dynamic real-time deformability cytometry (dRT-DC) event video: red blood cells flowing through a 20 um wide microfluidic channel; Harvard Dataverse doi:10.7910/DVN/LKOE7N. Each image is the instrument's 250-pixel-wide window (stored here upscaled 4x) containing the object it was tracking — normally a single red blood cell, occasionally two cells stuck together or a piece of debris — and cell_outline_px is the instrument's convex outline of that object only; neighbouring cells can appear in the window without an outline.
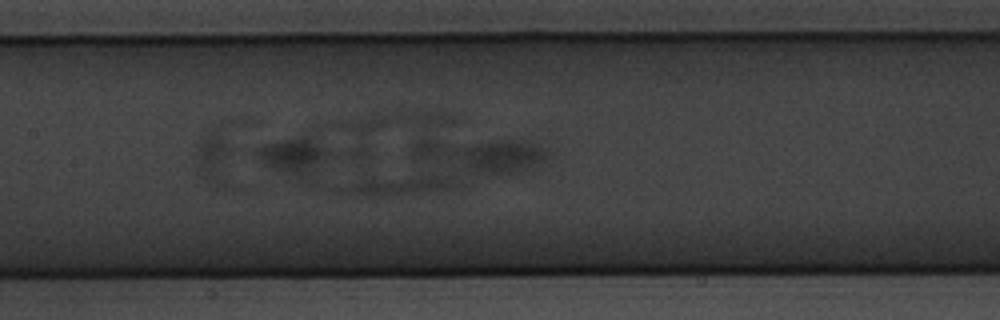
{"species": "common noctule bat (a hibernating species)", "species_latin": "Nyctalus noctula", "temperature_condition": "warm", "stored_images_in_passage": 20, "camera_frame_rate_fps": 3000, "um_per_image_px": 0.085, "animal": {"sex": "male", "body_mass_g": 20.1, "forearm_length_mm": 53.5}, "frame": {"image": 1, "passage_image": 12, "time_ms": 3.667, "image_size_px": [1000, 320], "cell_outline_px": [[240, 188], [224, 188], [204, 180], [200, 172], [196, 156], [196, 152], [200, 140], [204, 136], [220, 124], [228, 120], [236, 148]], "centroid_in_image_um": [18.61, 13.39], "position_along_channel_um": 188.8, "area_um2": 15.26}}
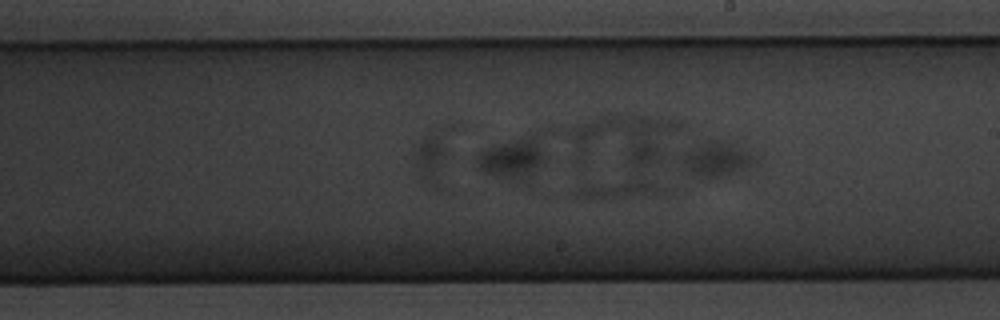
{"frame": {"image": 2, "passage_image": 17, "time_ms": 5.333, "image_size_px": [1000, 320], "cell_outline_px": [[548, 156], [532, 188], [520, 188], [480, 172], [476, 168], [476, 152], [484, 148], [496, 144], [540, 132], [544, 132]], "centroid_in_image_um": [43.76, 13.62], "position_along_channel_um": 245.2, "area_um2": 19.94}}